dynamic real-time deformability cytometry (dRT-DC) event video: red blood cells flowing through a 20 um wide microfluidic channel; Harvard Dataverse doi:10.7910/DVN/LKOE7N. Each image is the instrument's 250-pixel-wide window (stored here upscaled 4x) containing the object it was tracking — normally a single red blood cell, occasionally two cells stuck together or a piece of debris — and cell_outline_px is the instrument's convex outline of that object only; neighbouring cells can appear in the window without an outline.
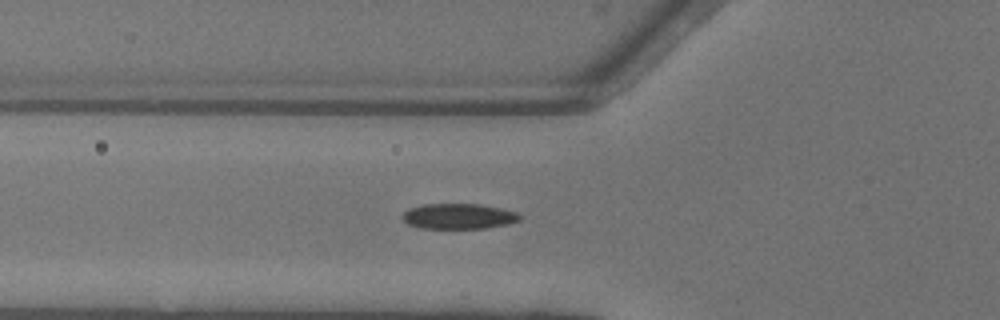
{"species": "common noctule bat (a hibernating species)", "species_latin": "Nyctalus noctula", "temperature_condition": "warm", "stored_images_in_passage": 48, "camera_frame_rate_fps": 3000, "um_per_image_px": 0.085, "animal": {"sex": "female"}, "frame": {"image": 1, "passage_image": 19, "time_ms": 6.0, "image_size_px": [1000, 320], "cell_outline_px": [[524, 216], [520, 220], [508, 224], [484, 228], [420, 228], [408, 224], [400, 216], [408, 208], [424, 204], [480, 204], [500, 208], [516, 212]], "centroid_in_image_um": [38.98, 18.38], "position_along_channel_um": 86.8, "area_um2": 17.46}}
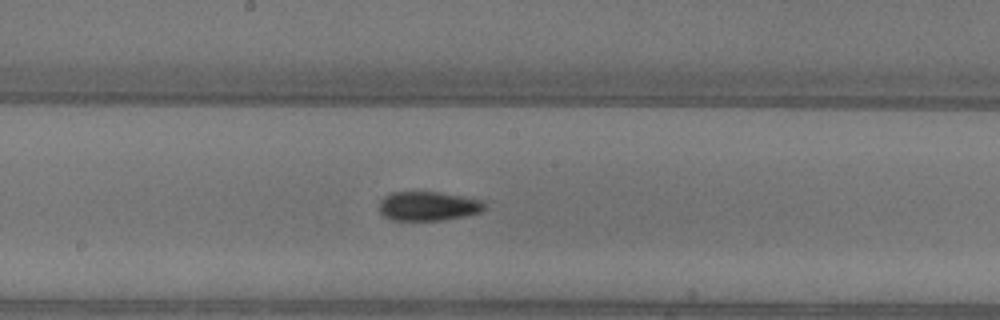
{"frame": {"image": 2, "passage_image": 28, "time_ms": 9.0, "image_size_px": [1000, 320], "cell_outline_px": [[484, 208], [480, 212], [464, 216], [440, 220], [392, 220], [384, 216], [380, 212], [380, 200], [384, 196], [392, 192], [440, 192], [484, 200]], "centroid_in_image_um": [36.38, 17.51], "position_along_channel_um": 211.8, "area_um2": 17.86}}
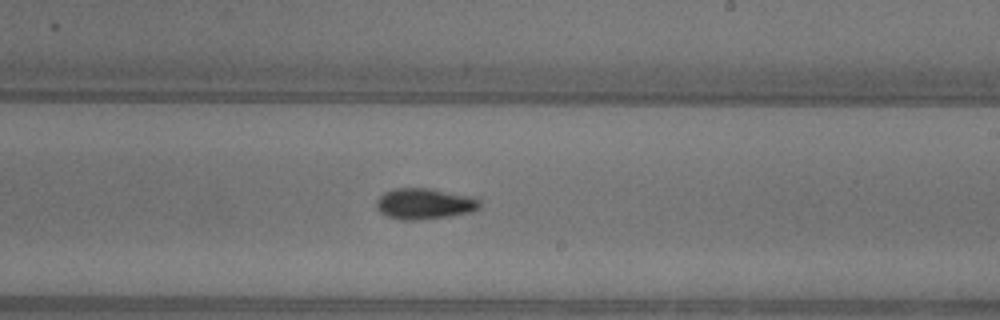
{"frame": {"image": 3, "passage_image": 31, "time_ms": 10.0, "image_size_px": [1000, 320], "cell_outline_px": [[480, 208], [472, 212], [448, 216], [420, 220], [400, 220], [384, 216], [376, 208], [376, 200], [384, 192], [392, 188], [432, 188], [476, 196], [480, 200]], "centroid_in_image_um": [36.09, 17.31], "position_along_channel_um": 252.9, "area_um2": 19.19}}